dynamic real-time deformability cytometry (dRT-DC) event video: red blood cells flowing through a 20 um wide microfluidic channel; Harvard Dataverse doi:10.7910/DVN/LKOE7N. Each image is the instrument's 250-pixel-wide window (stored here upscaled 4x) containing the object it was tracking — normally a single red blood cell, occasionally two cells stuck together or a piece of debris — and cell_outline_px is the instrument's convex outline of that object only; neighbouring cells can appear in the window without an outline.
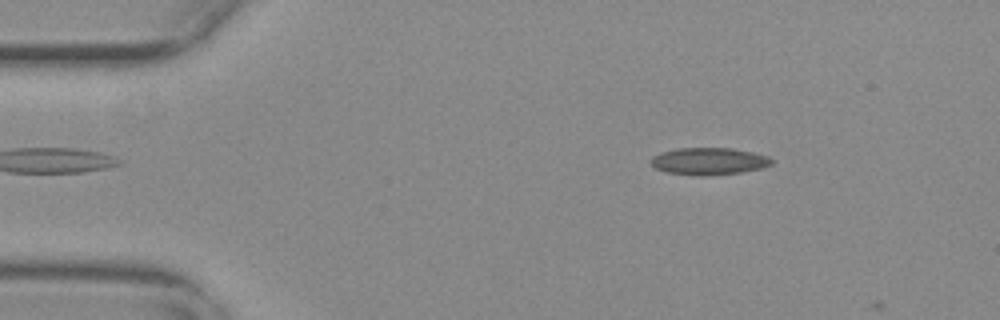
{"species": "common noctule bat (a hibernating species)", "species_latin": "Nyctalus noctula", "temperature_condition": "warm", "stored_images_in_passage": 9, "camera_frame_rate_fps": 3000, "um_per_image_px": 0.085, "animal": {"sex": "female", "body_mass_g": 29.2, "forearm_length_mm": 56.3}, "frame": {"image": 1, "passage_image": 8, "time_ms": 2.333, "image_size_px": [1000, 320], "cell_outline_px": [[776, 160], [772, 164], [764, 168], [740, 172], [704, 176], [700, 176], [668, 172], [656, 168], [652, 164], [652, 156], [660, 152], [676, 148], [732, 148], [752, 152], [768, 156]], "centroid_in_image_um": [60.31, 13.69], "position_along_channel_um": 24.7, "area_um2": 19.13}}